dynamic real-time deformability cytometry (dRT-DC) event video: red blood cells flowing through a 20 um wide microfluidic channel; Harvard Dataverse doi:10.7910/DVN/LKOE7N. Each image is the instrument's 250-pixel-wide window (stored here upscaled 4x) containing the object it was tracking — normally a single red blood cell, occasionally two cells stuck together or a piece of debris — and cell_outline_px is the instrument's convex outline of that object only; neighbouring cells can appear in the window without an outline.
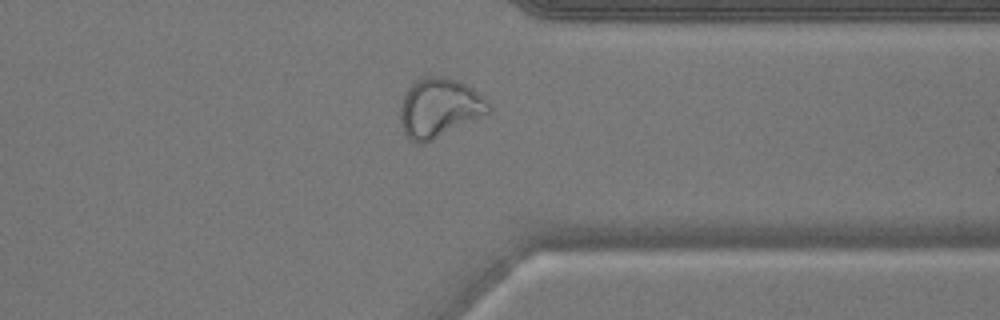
{"species": "common noctule bat (a hibernating species)", "species_latin": "Nyctalus noctula", "temperature_condition": "warm", "stored_images_in_passage": 51, "camera_frame_rate_fps": 3000, "um_per_image_px": 0.085, "animal": {"sex": "male", "body_mass_g": 17.9}, "frame": {"image": 1, "passage_image": 40, "time_ms": 13.0, "image_size_px": [1000, 320], "cell_outline_px": [[492, 112], [432, 140], [420, 144], [416, 144], [404, 132], [400, 120], [400, 104], [408, 88], [416, 80], [424, 76], [440, 76], [456, 80], [472, 88], [484, 96], [492, 108]], "centroid_in_image_um": [37.35, 9.16], "position_along_channel_um": 374.0, "area_um2": 30.4}}
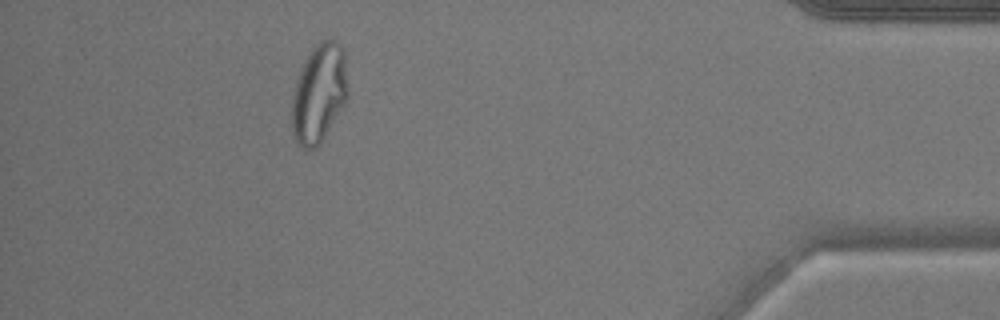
{"frame": {"image": 2, "passage_image": 46, "time_ms": 15.0, "image_size_px": [1000, 320], "cell_outline_px": [[348, 96], [344, 104], [320, 144], [316, 148], [304, 148], [296, 140], [292, 132], [292, 96], [296, 80], [304, 60], [308, 52], [320, 40], [332, 36], [344, 48], [348, 84]], "centroid_in_image_um": [27.13, 7.85], "position_along_channel_um": 408.1, "area_um2": 32.66}}